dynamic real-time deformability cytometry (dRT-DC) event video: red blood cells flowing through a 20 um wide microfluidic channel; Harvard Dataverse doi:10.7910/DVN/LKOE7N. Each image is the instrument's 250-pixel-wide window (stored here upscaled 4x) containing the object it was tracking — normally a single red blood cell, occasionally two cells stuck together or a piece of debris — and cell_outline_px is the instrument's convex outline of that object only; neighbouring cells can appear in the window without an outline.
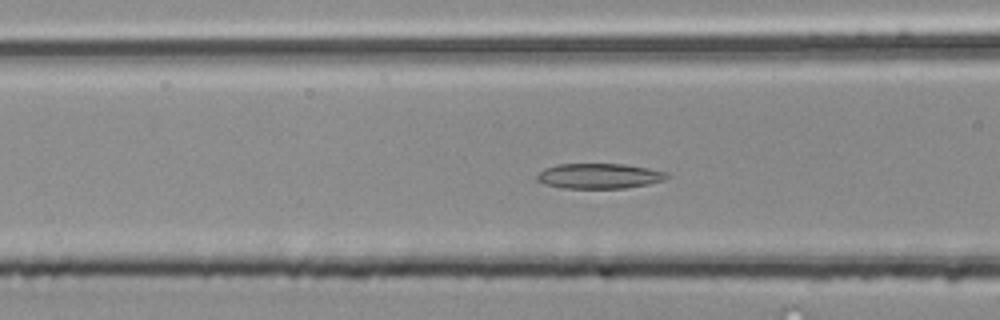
{"species": "common noctule bat (a hibernating species)", "species_latin": "Nyctalus noctula", "temperature_condition": "room temperature", "stored_images_in_passage": 44, "camera_frame_rate_fps": 3000, "um_per_image_px": 0.085, "animal": {"sex": "male", "body_mass_g": 20.4}, "frame": {"image": 1, "passage_image": 13, "time_ms": 4.0, "image_size_px": [1000, 320], "cell_outline_px": [[668, 176], [664, 180], [648, 184], [624, 188], [564, 188], [544, 184], [536, 180], [536, 176], [544, 168], [556, 164], [624, 164], [648, 168], [668, 172]], "centroid_in_image_um": [50.91, 14.95], "position_along_channel_um": 115.7, "area_um2": 19.07}}
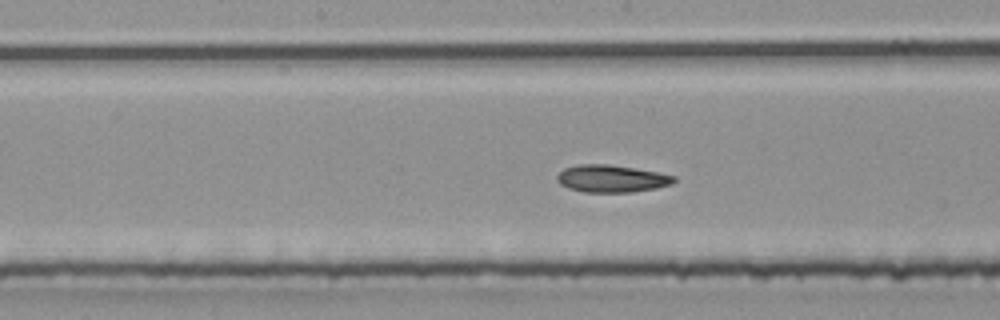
{"frame": {"image": 2, "passage_image": 19, "time_ms": 6.0, "image_size_px": [1000, 320], "cell_outline_px": [[676, 180], [672, 184], [656, 188], [632, 192], [584, 192], [568, 188], [560, 184], [556, 180], [556, 176], [564, 168], [576, 164], [608, 164], [636, 168], [676, 176]], "centroid_in_image_um": [51.97, 15.18], "position_along_channel_um": 196.2, "area_um2": 18.73}}
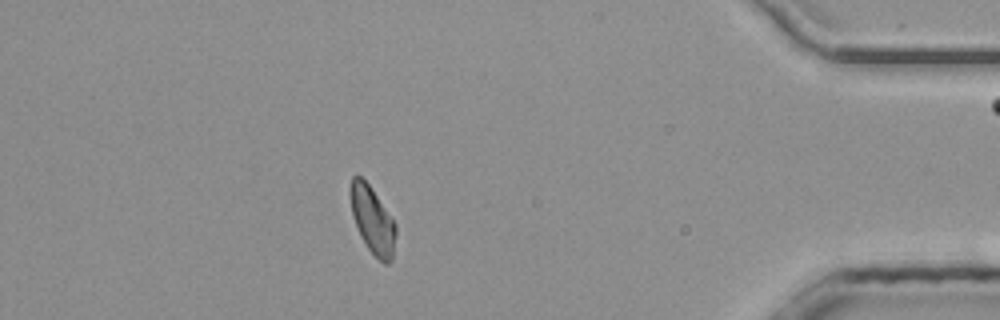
{"frame": {"image": 3, "passage_image": 38, "time_ms": 12.333, "image_size_px": [1000, 320], "cell_outline_px": [[396, 236], [392, 260], [388, 264], [384, 264], [368, 248], [360, 236], [352, 216], [348, 192], [348, 188], [352, 176], [360, 176], [368, 184], [396, 224]], "centroid_in_image_um": [31.63, 18.7], "position_along_channel_um": 403.6, "area_um2": 17.8}, "authors_computed_cell_mechanics": {"area_um2": 18.4093, "velocity_mm_per_s": 4.0212, "shape_relaxation_time_tau1_ms": 10.4959, "shape_relaxation_time_tau2_ms": 3.592, "deformation_change_tau1": 0.1869, "deformation_change_tau2": 0.0848}}